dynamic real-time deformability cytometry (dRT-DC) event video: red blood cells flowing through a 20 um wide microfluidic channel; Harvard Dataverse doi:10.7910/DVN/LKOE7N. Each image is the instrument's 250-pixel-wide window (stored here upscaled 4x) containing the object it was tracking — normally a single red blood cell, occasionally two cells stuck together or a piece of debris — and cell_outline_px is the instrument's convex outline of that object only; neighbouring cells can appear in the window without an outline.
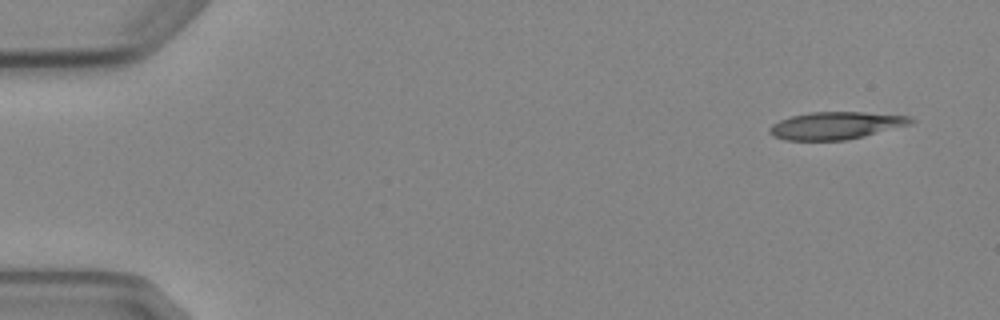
{"species": "Egyptian fruit bat (a non-hibernating species)", "species_latin": "Rousettus aegyptiacus", "temperature_condition": "cold", "stored_images_in_passage": 4, "camera_frame_rate_fps": 3000, "um_per_image_px": 0.085, "animal": {"sex": "female"}, "frame": {"image": 1, "passage_image": 1, "time_ms": 0.0, "image_size_px": [1000, 320], "cell_outline_px": [[916, 120], [912, 124], [864, 136], [844, 140], [784, 140], [772, 136], [768, 132], [768, 128], [772, 124], [780, 120], [792, 116], [812, 112], [864, 112], [912, 116]], "centroid_in_image_um": [71.06, 10.67], "position_along_channel_um": 13.9, "area_um2": 22.66}}
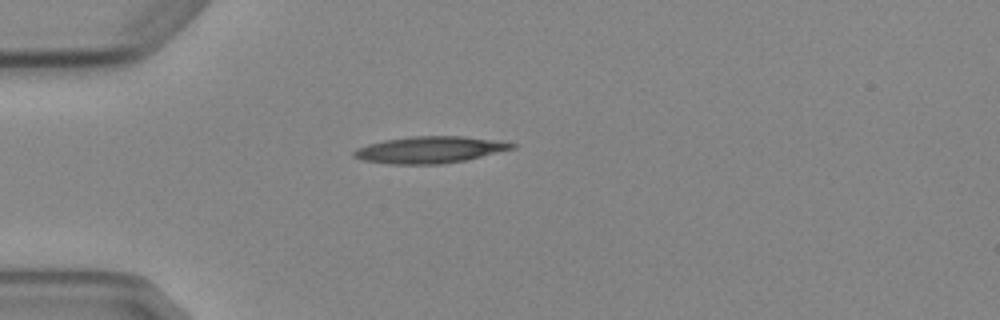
{"frame": {"image": 2, "passage_image": 4, "time_ms": 3.667, "image_size_px": [1000, 320], "cell_outline_px": [[516, 148], [464, 160], [440, 164], [388, 164], [360, 160], [352, 156], [352, 152], [356, 148], [368, 144], [384, 140], [412, 136], [464, 136], [516, 144]], "centroid_in_image_um": [36.44, 12.73], "position_along_channel_um": 48.6, "area_um2": 24.45}}